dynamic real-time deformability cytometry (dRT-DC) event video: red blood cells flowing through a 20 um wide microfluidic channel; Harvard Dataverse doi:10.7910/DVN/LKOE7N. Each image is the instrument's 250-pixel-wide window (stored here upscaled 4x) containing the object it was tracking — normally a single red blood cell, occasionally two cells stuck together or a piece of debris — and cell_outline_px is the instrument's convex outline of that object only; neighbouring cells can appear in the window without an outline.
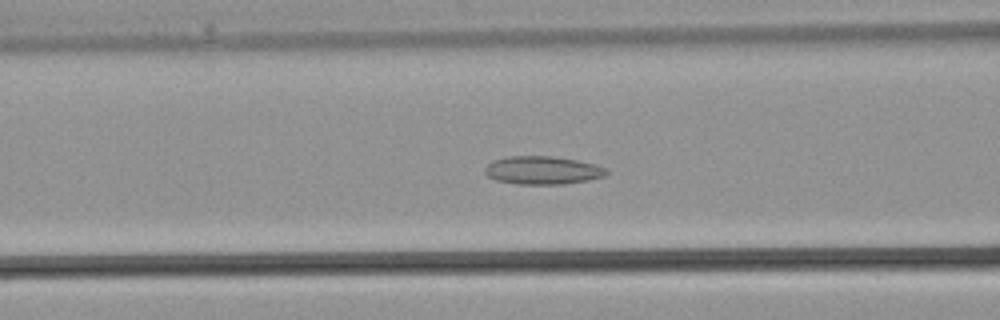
{"species": "common noctule bat (a hibernating species)", "species_latin": "Nyctalus noctula", "temperature_condition": "warm", "stored_images_in_passage": 36, "camera_frame_rate_fps": 3000, "um_per_image_px": 0.085, "animal": {"sex": "male", "body_mass_g": 21.5, "forearm_length_mm": 52.0}, "frame": {"image": 1, "passage_image": 14, "time_ms": 4.333, "image_size_px": [1000, 320], "cell_outline_px": [[608, 172], [604, 176], [588, 180], [564, 184], [520, 184], [496, 180], [488, 176], [484, 172], [484, 168], [492, 160], [512, 156], [552, 156], [576, 160], [596, 164], [604, 168]], "centroid_in_image_um": [46.1, 14.47], "position_along_channel_um": 120.5, "area_um2": 19.83}}
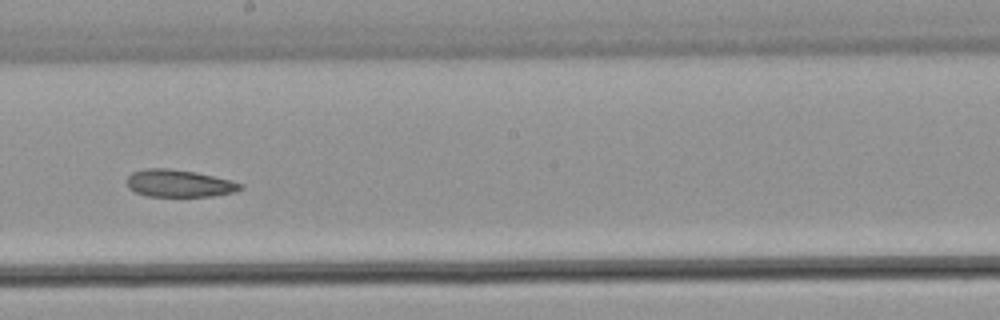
{"frame": {"image": 2, "passage_image": 20, "time_ms": 6.333, "image_size_px": [1000, 320], "cell_outline_px": [[244, 188], [236, 192], [216, 196], [148, 196], [136, 192], [128, 188], [128, 176], [132, 172], [144, 168], [168, 168], [196, 172], [232, 180], [244, 184]], "centroid_in_image_um": [15.28, 15.58], "position_along_channel_um": 232.9, "area_um2": 18.26}}
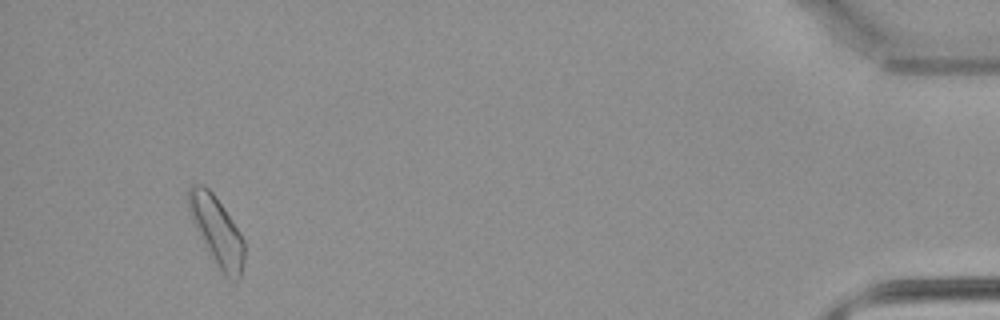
{"frame": {"image": 3, "passage_image": 34, "time_ms": 11.0, "image_size_px": [1000, 320], "cell_outline_px": [[244, 260], [240, 276], [236, 280], [228, 280], [216, 268], [192, 220], [188, 208], [188, 188], [192, 184], [204, 184], [212, 192], [224, 208], [240, 232], [244, 240]], "centroid_in_image_um": [18.43, 19.66], "position_along_channel_um": 416.8, "area_um2": 22.43}}